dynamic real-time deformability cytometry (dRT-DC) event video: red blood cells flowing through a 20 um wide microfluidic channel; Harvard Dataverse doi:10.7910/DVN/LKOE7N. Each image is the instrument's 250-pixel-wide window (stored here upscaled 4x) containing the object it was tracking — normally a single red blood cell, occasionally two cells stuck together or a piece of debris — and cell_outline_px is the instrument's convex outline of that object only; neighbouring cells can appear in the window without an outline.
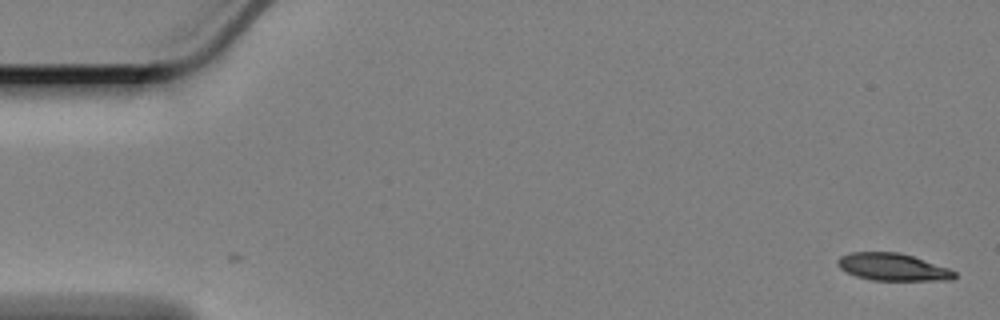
{"species": "Egyptian fruit bat (a non-hibernating species)", "species_latin": "Rousettus aegyptiacus", "temperature_condition": "cold", "stored_images_in_passage": 3, "camera_frame_rate_fps": 3000, "um_per_image_px": 0.085, "animal": {"sex": "female"}, "frame": {"image": 1, "passage_image": 3, "time_ms": 0.667, "image_size_px": [1000, 320], "cell_outline_px": [[956, 276], [952, 280], [872, 280], [856, 276], [840, 268], [836, 264], [836, 260], [840, 256], [852, 252], [900, 252], [948, 268], [956, 272]], "centroid_in_image_um": [75.86, 22.69], "position_along_channel_um": 9.1, "area_um2": 18.5}}